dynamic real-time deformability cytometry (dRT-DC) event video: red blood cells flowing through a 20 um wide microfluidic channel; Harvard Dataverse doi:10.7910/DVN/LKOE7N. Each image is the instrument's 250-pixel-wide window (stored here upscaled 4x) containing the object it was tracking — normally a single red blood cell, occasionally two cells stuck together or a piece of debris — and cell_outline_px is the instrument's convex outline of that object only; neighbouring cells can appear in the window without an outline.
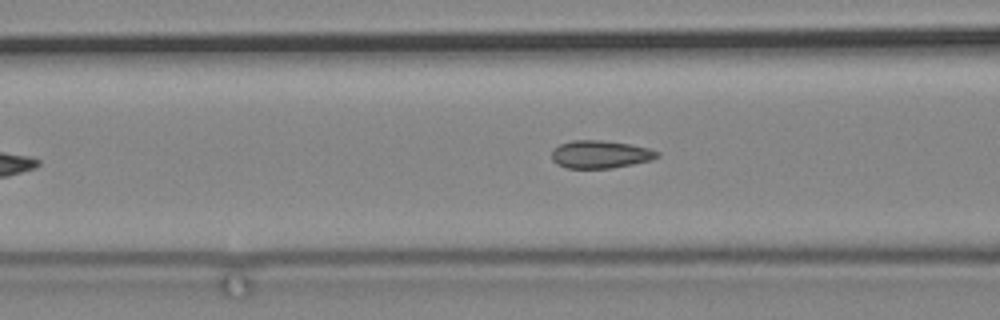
{"species": "common noctule bat (a hibernating species)", "species_latin": "Nyctalus noctula", "temperature_condition": "cold", "stored_images_in_passage": 41, "camera_frame_rate_fps": 3000, "um_per_image_px": 0.085, "animal": {"sex": "male", "body_mass_g": 19.2, "forearm_length_mm": 51.8}, "frame": {"image": 1, "passage_image": 6, "time_ms": 1.667, "image_size_px": [1000, 320], "cell_outline_px": [[660, 156], [652, 160], [612, 168], [568, 168], [556, 164], [552, 160], [552, 152], [560, 144], [572, 140], [600, 140], [632, 144], [648, 148], [660, 152]], "centroid_in_image_um": [51.05, 13.12], "position_along_channel_um": 115.5, "area_um2": 17.11}}
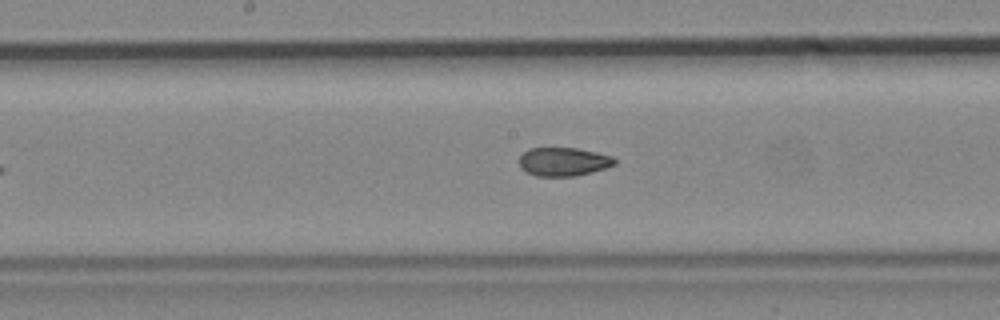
{"frame": {"image": 2, "passage_image": 14, "time_ms": 4.333, "image_size_px": [1000, 320], "cell_outline_px": [[616, 164], [592, 172], [576, 176], [536, 176], [520, 168], [520, 156], [528, 148], [576, 148], [596, 152], [612, 156], [616, 160]], "centroid_in_image_um": [47.89, 13.74], "position_along_channel_um": 200.3, "area_um2": 15.84}}
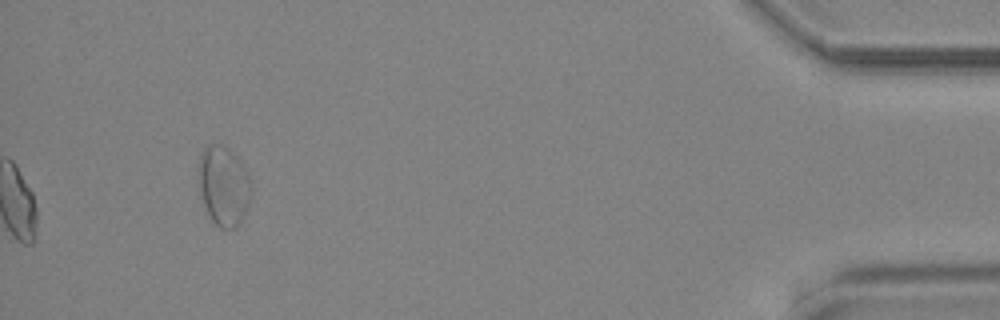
{"frame": {"image": 3, "passage_image": 41, "time_ms": 13.333, "image_size_px": [1000, 320], "cell_outline_px": [[252, 188], [248, 204], [244, 216], [232, 228], [220, 228], [212, 220], [208, 212], [200, 188], [196, 168], [200, 152], [204, 148], [212, 144], [224, 144], [232, 152], [248, 172]], "centroid_in_image_um": [19.0, 15.73], "position_along_channel_um": 416.2, "area_um2": 24.28}}